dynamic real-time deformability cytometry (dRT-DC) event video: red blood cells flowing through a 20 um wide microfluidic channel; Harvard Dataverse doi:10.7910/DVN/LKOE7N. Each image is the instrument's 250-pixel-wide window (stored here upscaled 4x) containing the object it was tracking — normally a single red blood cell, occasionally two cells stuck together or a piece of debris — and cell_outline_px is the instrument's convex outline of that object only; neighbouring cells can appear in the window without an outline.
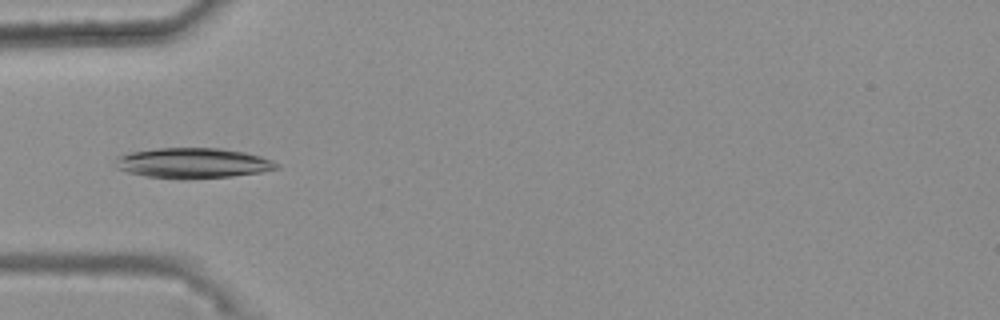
{"species": "common noctule bat (a hibernating species)", "species_latin": "Nyctalus noctula", "temperature_condition": "warm", "stored_images_in_passage": 46, "camera_frame_rate_fps": 3000, "um_per_image_px": 0.085, "animal": {"sex": "female", "body_mass_g": 25.1}, "frame": {"image": 1, "passage_image": 17, "time_ms": 5.333, "image_size_px": [1000, 320], "cell_outline_px": [[280, 168], [260, 172], [232, 176], [184, 180], [180, 180], [144, 176], [128, 172], [116, 168], [116, 156], [128, 152], [156, 148], [220, 148], [244, 152], [260, 156], [272, 160], [280, 164]], "centroid_in_image_um": [16.37, 13.87], "position_along_channel_um": 68.6, "area_um2": 28.84}}
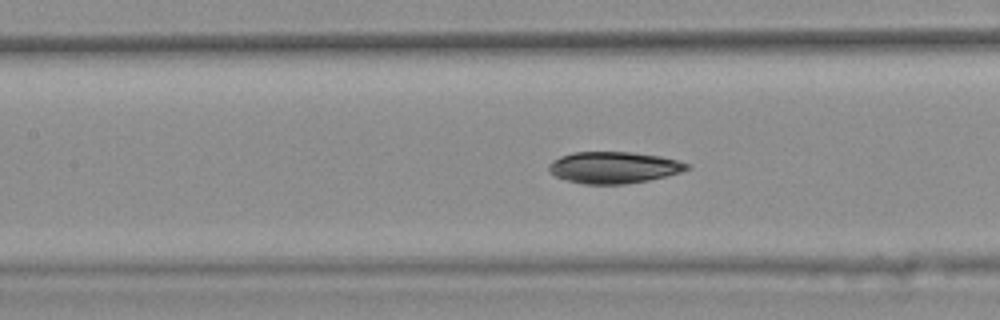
{"frame": {"image": 2, "passage_image": 24, "time_ms": 7.667, "image_size_px": [1000, 320], "cell_outline_px": [[692, 168], [680, 172], [648, 180], [624, 184], [584, 184], [568, 180], [556, 176], [548, 172], [548, 164], [552, 160], [560, 156], [576, 152], [632, 152], [660, 156], [692, 164]], "centroid_in_image_um": [52.17, 14.23], "position_along_channel_um": 155.2, "area_um2": 25.43}}
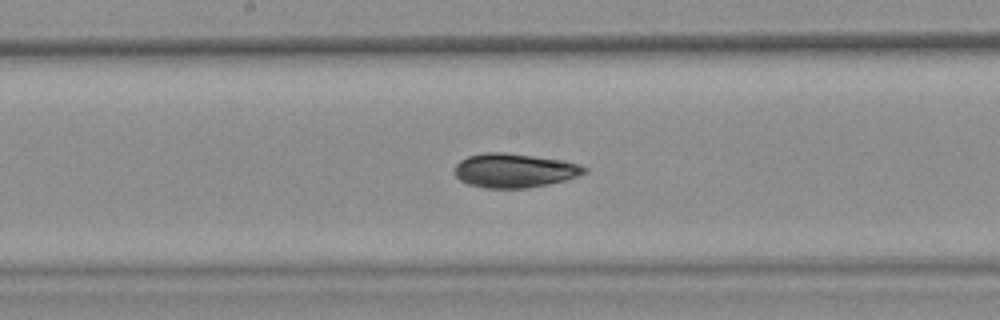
{"frame": {"image": 3, "passage_image": 28, "time_ms": 9.0, "image_size_px": [1000, 320], "cell_outline_px": [[588, 172], [564, 180], [548, 184], [528, 188], [484, 188], [468, 184], [460, 180], [452, 172], [452, 168], [460, 160], [468, 156], [484, 152], [504, 152], [564, 160], [580, 164], [588, 168]], "centroid_in_image_um": [43.69, 14.49], "position_along_channel_um": 204.5, "area_um2": 26.07}, "authors_computed_cell_mechanics": {"area_um2": 26.1256, "velocity_mm_per_s": 3.7012, "shape_relaxation_time_tau1_ms": 7.3957, "shape_relaxation_time_tau2_ms": 4.3016, "deformation_change_tau1": 0.2096, "deformation_change_tau2": 0.0917}}